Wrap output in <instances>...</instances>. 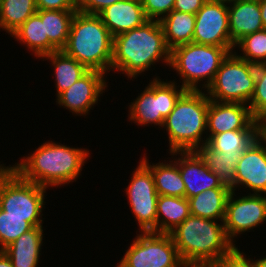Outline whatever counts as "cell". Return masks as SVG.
Returning a JSON list of instances; mask_svg holds the SVG:
<instances>
[{"label": "cell", "mask_w": 266, "mask_h": 267, "mask_svg": "<svg viewBox=\"0 0 266 267\" xmlns=\"http://www.w3.org/2000/svg\"><path fill=\"white\" fill-rule=\"evenodd\" d=\"M89 154L86 148L70 147L49 140L10 167L24 180L49 189L50 186L53 188L75 182Z\"/></svg>", "instance_id": "obj_1"}, {"label": "cell", "mask_w": 266, "mask_h": 267, "mask_svg": "<svg viewBox=\"0 0 266 267\" xmlns=\"http://www.w3.org/2000/svg\"><path fill=\"white\" fill-rule=\"evenodd\" d=\"M170 53L160 22L148 20L140 27L113 37L111 71L133 80L152 70L150 68L157 62L170 65Z\"/></svg>", "instance_id": "obj_2"}, {"label": "cell", "mask_w": 266, "mask_h": 267, "mask_svg": "<svg viewBox=\"0 0 266 267\" xmlns=\"http://www.w3.org/2000/svg\"><path fill=\"white\" fill-rule=\"evenodd\" d=\"M189 215L171 233L187 267H212L236 244L226 236L224 223Z\"/></svg>", "instance_id": "obj_3"}, {"label": "cell", "mask_w": 266, "mask_h": 267, "mask_svg": "<svg viewBox=\"0 0 266 267\" xmlns=\"http://www.w3.org/2000/svg\"><path fill=\"white\" fill-rule=\"evenodd\" d=\"M62 51L88 70L111 71L113 37L98 15L77 11Z\"/></svg>", "instance_id": "obj_4"}, {"label": "cell", "mask_w": 266, "mask_h": 267, "mask_svg": "<svg viewBox=\"0 0 266 267\" xmlns=\"http://www.w3.org/2000/svg\"><path fill=\"white\" fill-rule=\"evenodd\" d=\"M209 102L208 95L202 90H187L179 98L162 126L168 135L170 151L168 153L196 151L207 143Z\"/></svg>", "instance_id": "obj_5"}, {"label": "cell", "mask_w": 266, "mask_h": 267, "mask_svg": "<svg viewBox=\"0 0 266 267\" xmlns=\"http://www.w3.org/2000/svg\"><path fill=\"white\" fill-rule=\"evenodd\" d=\"M234 50V47H218L193 42L179 45L171 50L168 67L178 73L177 76L182 79L181 86L186 90L200 91L202 86L201 90L204 88V91L213 81L222 61Z\"/></svg>", "instance_id": "obj_6"}, {"label": "cell", "mask_w": 266, "mask_h": 267, "mask_svg": "<svg viewBox=\"0 0 266 267\" xmlns=\"http://www.w3.org/2000/svg\"><path fill=\"white\" fill-rule=\"evenodd\" d=\"M256 65L234 52L222 61L211 84L205 90L210 100L248 105L255 90Z\"/></svg>", "instance_id": "obj_7"}, {"label": "cell", "mask_w": 266, "mask_h": 267, "mask_svg": "<svg viewBox=\"0 0 266 267\" xmlns=\"http://www.w3.org/2000/svg\"><path fill=\"white\" fill-rule=\"evenodd\" d=\"M145 89L138 93V97L128 107V120L136 125L160 126L162 128L165 118L171 113L179 98L187 91L177 86V81H162L159 76L150 80Z\"/></svg>", "instance_id": "obj_8"}, {"label": "cell", "mask_w": 266, "mask_h": 267, "mask_svg": "<svg viewBox=\"0 0 266 267\" xmlns=\"http://www.w3.org/2000/svg\"><path fill=\"white\" fill-rule=\"evenodd\" d=\"M4 165L0 164V208L8 216L42 217L47 188L24 180Z\"/></svg>", "instance_id": "obj_9"}, {"label": "cell", "mask_w": 266, "mask_h": 267, "mask_svg": "<svg viewBox=\"0 0 266 267\" xmlns=\"http://www.w3.org/2000/svg\"><path fill=\"white\" fill-rule=\"evenodd\" d=\"M116 267H187L170 234L139 232Z\"/></svg>", "instance_id": "obj_10"}, {"label": "cell", "mask_w": 266, "mask_h": 267, "mask_svg": "<svg viewBox=\"0 0 266 267\" xmlns=\"http://www.w3.org/2000/svg\"><path fill=\"white\" fill-rule=\"evenodd\" d=\"M138 163L124 191L133 217L138 222V232H156V205L159 195L151 170L141 160Z\"/></svg>", "instance_id": "obj_11"}, {"label": "cell", "mask_w": 266, "mask_h": 267, "mask_svg": "<svg viewBox=\"0 0 266 267\" xmlns=\"http://www.w3.org/2000/svg\"><path fill=\"white\" fill-rule=\"evenodd\" d=\"M235 197V191H232L227 200L223 221L226 236L233 244L238 234L253 230L266 221V195L248 194Z\"/></svg>", "instance_id": "obj_12"}, {"label": "cell", "mask_w": 266, "mask_h": 267, "mask_svg": "<svg viewBox=\"0 0 266 267\" xmlns=\"http://www.w3.org/2000/svg\"><path fill=\"white\" fill-rule=\"evenodd\" d=\"M105 75L97 70H88L55 99L56 103L75 116L90 114V110H93L92 107L100 101L101 94L108 87Z\"/></svg>", "instance_id": "obj_13"}, {"label": "cell", "mask_w": 266, "mask_h": 267, "mask_svg": "<svg viewBox=\"0 0 266 267\" xmlns=\"http://www.w3.org/2000/svg\"><path fill=\"white\" fill-rule=\"evenodd\" d=\"M193 43L234 47L229 36L228 5L206 1L195 14Z\"/></svg>", "instance_id": "obj_14"}, {"label": "cell", "mask_w": 266, "mask_h": 267, "mask_svg": "<svg viewBox=\"0 0 266 267\" xmlns=\"http://www.w3.org/2000/svg\"><path fill=\"white\" fill-rule=\"evenodd\" d=\"M240 185L253 192L248 194H266V146L259 137L243 151L237 163L233 191L242 188Z\"/></svg>", "instance_id": "obj_15"}, {"label": "cell", "mask_w": 266, "mask_h": 267, "mask_svg": "<svg viewBox=\"0 0 266 267\" xmlns=\"http://www.w3.org/2000/svg\"><path fill=\"white\" fill-rule=\"evenodd\" d=\"M169 154L171 157L180 156L173 160L178 164L179 172L185 184V197L187 199L208 189L230 188L223 184L216 173L207 168L197 151H176Z\"/></svg>", "instance_id": "obj_16"}, {"label": "cell", "mask_w": 266, "mask_h": 267, "mask_svg": "<svg viewBox=\"0 0 266 267\" xmlns=\"http://www.w3.org/2000/svg\"><path fill=\"white\" fill-rule=\"evenodd\" d=\"M248 105L210 100L207 110V141L215 134L238 129H258ZM209 133V134H208Z\"/></svg>", "instance_id": "obj_17"}, {"label": "cell", "mask_w": 266, "mask_h": 267, "mask_svg": "<svg viewBox=\"0 0 266 267\" xmlns=\"http://www.w3.org/2000/svg\"><path fill=\"white\" fill-rule=\"evenodd\" d=\"M98 16L112 37L135 29L148 21L141 0H122L102 10Z\"/></svg>", "instance_id": "obj_18"}, {"label": "cell", "mask_w": 266, "mask_h": 267, "mask_svg": "<svg viewBox=\"0 0 266 267\" xmlns=\"http://www.w3.org/2000/svg\"><path fill=\"white\" fill-rule=\"evenodd\" d=\"M228 20L234 46L244 36L264 29L258 0H238L228 5Z\"/></svg>", "instance_id": "obj_19"}, {"label": "cell", "mask_w": 266, "mask_h": 267, "mask_svg": "<svg viewBox=\"0 0 266 267\" xmlns=\"http://www.w3.org/2000/svg\"><path fill=\"white\" fill-rule=\"evenodd\" d=\"M44 227L36 226L23 233L3 251L12 261L13 267H38Z\"/></svg>", "instance_id": "obj_20"}, {"label": "cell", "mask_w": 266, "mask_h": 267, "mask_svg": "<svg viewBox=\"0 0 266 267\" xmlns=\"http://www.w3.org/2000/svg\"><path fill=\"white\" fill-rule=\"evenodd\" d=\"M10 36L29 49L35 57L42 58L44 55L59 51L45 35L44 22L35 13L30 16Z\"/></svg>", "instance_id": "obj_21"}, {"label": "cell", "mask_w": 266, "mask_h": 267, "mask_svg": "<svg viewBox=\"0 0 266 267\" xmlns=\"http://www.w3.org/2000/svg\"><path fill=\"white\" fill-rule=\"evenodd\" d=\"M231 188H212L188 198L190 215L224 221Z\"/></svg>", "instance_id": "obj_22"}, {"label": "cell", "mask_w": 266, "mask_h": 267, "mask_svg": "<svg viewBox=\"0 0 266 267\" xmlns=\"http://www.w3.org/2000/svg\"><path fill=\"white\" fill-rule=\"evenodd\" d=\"M156 210V233L170 234L190 215L186 197L159 195Z\"/></svg>", "instance_id": "obj_23"}, {"label": "cell", "mask_w": 266, "mask_h": 267, "mask_svg": "<svg viewBox=\"0 0 266 267\" xmlns=\"http://www.w3.org/2000/svg\"><path fill=\"white\" fill-rule=\"evenodd\" d=\"M141 161L151 170L158 195L185 197V184L179 172L178 164L170 159L164 162L149 163L144 155Z\"/></svg>", "instance_id": "obj_24"}, {"label": "cell", "mask_w": 266, "mask_h": 267, "mask_svg": "<svg viewBox=\"0 0 266 267\" xmlns=\"http://www.w3.org/2000/svg\"><path fill=\"white\" fill-rule=\"evenodd\" d=\"M167 47L191 43L195 29V14L172 10L160 21Z\"/></svg>", "instance_id": "obj_25"}, {"label": "cell", "mask_w": 266, "mask_h": 267, "mask_svg": "<svg viewBox=\"0 0 266 267\" xmlns=\"http://www.w3.org/2000/svg\"><path fill=\"white\" fill-rule=\"evenodd\" d=\"M40 59L49 60L52 68L54 67L56 98L88 71L83 64L62 50L44 55Z\"/></svg>", "instance_id": "obj_26"}, {"label": "cell", "mask_w": 266, "mask_h": 267, "mask_svg": "<svg viewBox=\"0 0 266 267\" xmlns=\"http://www.w3.org/2000/svg\"><path fill=\"white\" fill-rule=\"evenodd\" d=\"M78 10H37V15L44 22L45 35L58 49L62 50L68 40L71 23Z\"/></svg>", "instance_id": "obj_27"}, {"label": "cell", "mask_w": 266, "mask_h": 267, "mask_svg": "<svg viewBox=\"0 0 266 267\" xmlns=\"http://www.w3.org/2000/svg\"><path fill=\"white\" fill-rule=\"evenodd\" d=\"M196 151L204 160L207 168L216 173L223 184L229 186L233 191L235 169L243 152H234V154H227L214 151L207 144L199 147Z\"/></svg>", "instance_id": "obj_28"}, {"label": "cell", "mask_w": 266, "mask_h": 267, "mask_svg": "<svg viewBox=\"0 0 266 267\" xmlns=\"http://www.w3.org/2000/svg\"><path fill=\"white\" fill-rule=\"evenodd\" d=\"M35 13L36 0H0V29L11 35Z\"/></svg>", "instance_id": "obj_29"}, {"label": "cell", "mask_w": 266, "mask_h": 267, "mask_svg": "<svg viewBox=\"0 0 266 267\" xmlns=\"http://www.w3.org/2000/svg\"><path fill=\"white\" fill-rule=\"evenodd\" d=\"M258 137V129H238L213 135L207 145L227 154L243 152Z\"/></svg>", "instance_id": "obj_30"}, {"label": "cell", "mask_w": 266, "mask_h": 267, "mask_svg": "<svg viewBox=\"0 0 266 267\" xmlns=\"http://www.w3.org/2000/svg\"><path fill=\"white\" fill-rule=\"evenodd\" d=\"M43 217H16L6 215L0 208V251L12 244L33 227L43 226Z\"/></svg>", "instance_id": "obj_31"}, {"label": "cell", "mask_w": 266, "mask_h": 267, "mask_svg": "<svg viewBox=\"0 0 266 267\" xmlns=\"http://www.w3.org/2000/svg\"><path fill=\"white\" fill-rule=\"evenodd\" d=\"M234 48L240 49L241 54L235 50L233 52L249 63L255 65L266 63V29L244 36L235 44Z\"/></svg>", "instance_id": "obj_32"}, {"label": "cell", "mask_w": 266, "mask_h": 267, "mask_svg": "<svg viewBox=\"0 0 266 267\" xmlns=\"http://www.w3.org/2000/svg\"><path fill=\"white\" fill-rule=\"evenodd\" d=\"M248 106L256 120L266 118V63L256 65L255 90Z\"/></svg>", "instance_id": "obj_33"}, {"label": "cell", "mask_w": 266, "mask_h": 267, "mask_svg": "<svg viewBox=\"0 0 266 267\" xmlns=\"http://www.w3.org/2000/svg\"><path fill=\"white\" fill-rule=\"evenodd\" d=\"M141 4L148 20L160 21L173 10L175 0H141Z\"/></svg>", "instance_id": "obj_34"}, {"label": "cell", "mask_w": 266, "mask_h": 267, "mask_svg": "<svg viewBox=\"0 0 266 267\" xmlns=\"http://www.w3.org/2000/svg\"><path fill=\"white\" fill-rule=\"evenodd\" d=\"M246 256L237 246H234L212 267H257L255 260Z\"/></svg>", "instance_id": "obj_35"}, {"label": "cell", "mask_w": 266, "mask_h": 267, "mask_svg": "<svg viewBox=\"0 0 266 267\" xmlns=\"http://www.w3.org/2000/svg\"><path fill=\"white\" fill-rule=\"evenodd\" d=\"M122 0H77V10L85 14L98 15L102 10Z\"/></svg>", "instance_id": "obj_36"}, {"label": "cell", "mask_w": 266, "mask_h": 267, "mask_svg": "<svg viewBox=\"0 0 266 267\" xmlns=\"http://www.w3.org/2000/svg\"><path fill=\"white\" fill-rule=\"evenodd\" d=\"M37 10H77V0H36Z\"/></svg>", "instance_id": "obj_37"}, {"label": "cell", "mask_w": 266, "mask_h": 267, "mask_svg": "<svg viewBox=\"0 0 266 267\" xmlns=\"http://www.w3.org/2000/svg\"><path fill=\"white\" fill-rule=\"evenodd\" d=\"M207 0H175L173 10L196 14Z\"/></svg>", "instance_id": "obj_38"}, {"label": "cell", "mask_w": 266, "mask_h": 267, "mask_svg": "<svg viewBox=\"0 0 266 267\" xmlns=\"http://www.w3.org/2000/svg\"><path fill=\"white\" fill-rule=\"evenodd\" d=\"M258 137L266 146V120H260L258 125Z\"/></svg>", "instance_id": "obj_39"}, {"label": "cell", "mask_w": 266, "mask_h": 267, "mask_svg": "<svg viewBox=\"0 0 266 267\" xmlns=\"http://www.w3.org/2000/svg\"><path fill=\"white\" fill-rule=\"evenodd\" d=\"M0 267H13L12 261L4 251H0Z\"/></svg>", "instance_id": "obj_40"}, {"label": "cell", "mask_w": 266, "mask_h": 267, "mask_svg": "<svg viewBox=\"0 0 266 267\" xmlns=\"http://www.w3.org/2000/svg\"><path fill=\"white\" fill-rule=\"evenodd\" d=\"M259 6H260L262 23H263L264 29H266V0H260Z\"/></svg>", "instance_id": "obj_41"}, {"label": "cell", "mask_w": 266, "mask_h": 267, "mask_svg": "<svg viewBox=\"0 0 266 267\" xmlns=\"http://www.w3.org/2000/svg\"><path fill=\"white\" fill-rule=\"evenodd\" d=\"M208 1L216 2V3H220L224 5H231L237 2L238 0H208Z\"/></svg>", "instance_id": "obj_42"}, {"label": "cell", "mask_w": 266, "mask_h": 267, "mask_svg": "<svg viewBox=\"0 0 266 267\" xmlns=\"http://www.w3.org/2000/svg\"><path fill=\"white\" fill-rule=\"evenodd\" d=\"M262 257H260V259L255 260L257 267H266V256Z\"/></svg>", "instance_id": "obj_43"}]
</instances>
